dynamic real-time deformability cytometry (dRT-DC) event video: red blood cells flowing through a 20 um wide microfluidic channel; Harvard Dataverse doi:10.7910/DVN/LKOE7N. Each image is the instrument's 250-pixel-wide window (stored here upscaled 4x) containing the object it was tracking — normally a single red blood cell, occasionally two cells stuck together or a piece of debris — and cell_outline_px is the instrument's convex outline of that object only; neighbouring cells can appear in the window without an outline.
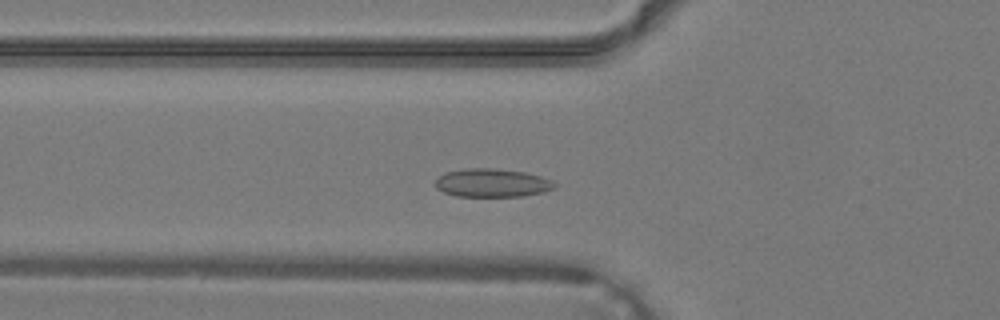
{"species": "common noctule bat (a hibernating species)", "species_latin": "Nyctalus noctula", "temperature_condition": "warm", "stored_images_in_passage": 33, "camera_frame_rate_fps": 3000, "um_per_image_px": 0.085, "animal": {"sex": "male", "body_mass_g": 19.2, "forearm_length_mm": 51.8}, "frame": {"image": 1, "passage_image": 8, "time_ms": 2.333, "image_size_px": [1000, 320], "cell_outline_px": [[556, 188], [544, 192], [520, 196], [456, 196], [444, 192], [436, 188], [436, 180], [444, 172], [468, 168], [492, 168], [524, 172], [540, 176], [552, 180], [556, 184]], "centroid_in_image_um": [41.84, 15.54], "position_along_channel_um": 84.0, "area_um2": 19.65}}
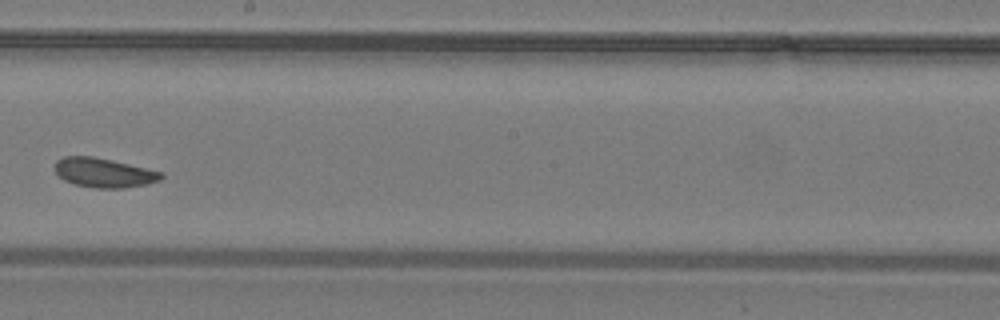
{"frame": {"image": 2, "passage_image": 17, "time_ms": 5.333, "image_size_px": [1000, 320], "cell_outline_px": [[164, 176], [160, 180], [148, 184], [124, 188], [96, 188], [76, 184], [64, 180], [56, 172], [56, 160], [64, 156], [92, 156], [112, 160], [164, 172]], "centroid_in_image_um": [8.87, 14.68], "position_along_channel_um": 239.3, "area_um2": 18.15}}
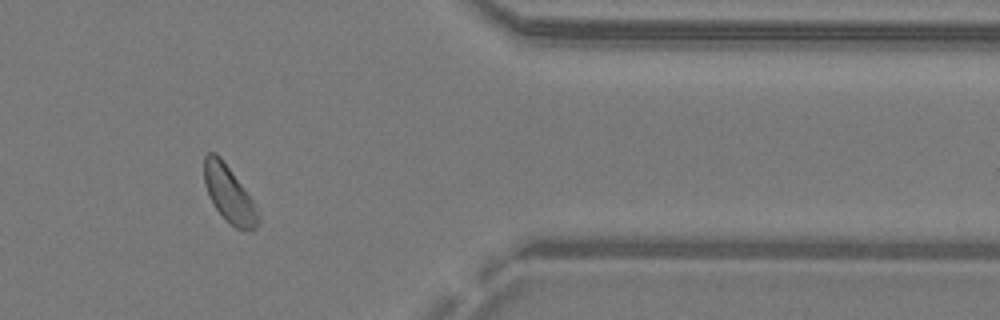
{"frame": {"image": 3, "passage_image": 27, "time_ms": 8.667, "image_size_px": [1000, 320], "cell_outline_px": [[260, 224], [256, 228], [244, 232], [236, 228], [216, 208], [204, 184], [204, 156], [208, 152], [216, 152], [220, 156], [252, 200], [260, 220]], "centroid_in_image_um": [19.47, 16.49], "position_along_channel_um": 391.9, "area_um2": 17.28}}